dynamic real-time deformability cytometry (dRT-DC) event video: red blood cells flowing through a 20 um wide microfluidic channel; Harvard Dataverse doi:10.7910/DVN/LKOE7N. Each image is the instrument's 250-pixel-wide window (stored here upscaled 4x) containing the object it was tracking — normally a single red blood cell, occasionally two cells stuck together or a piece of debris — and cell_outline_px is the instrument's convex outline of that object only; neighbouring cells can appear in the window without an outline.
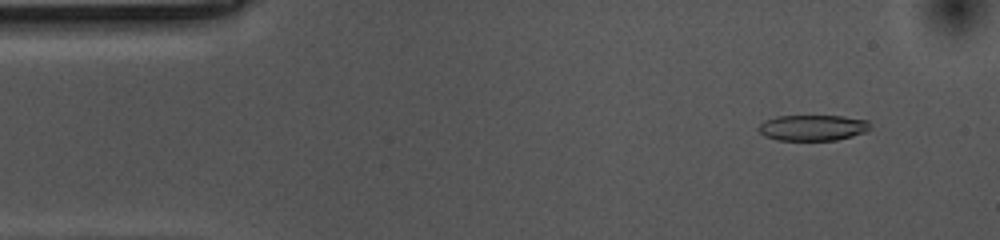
{"species": "common noctule bat (a hibernating species)", "species_latin": "Nyctalus noctula", "temperature_condition": "cold", "stored_images_in_passage": 11, "camera_frame_rate_fps": 3000, "um_per_image_px": 0.085, "animal": {"sex": "female", "body_mass_g": 10.0, "forearm_length_mm": 53.1}, "frame": {"image": 1, "passage_image": 5, "time_ms": 1.333, "image_size_px": [1000, 240], "cell_outline_px": [[872, 124], [868, 132], [836, 140], [776, 140], [764, 136], [756, 128], [764, 120], [776, 116], [844, 116], [868, 120]], "centroid_in_image_um": [69.1, 10.85], "position_along_channel_um": 15.9, "area_um2": 17.05}}